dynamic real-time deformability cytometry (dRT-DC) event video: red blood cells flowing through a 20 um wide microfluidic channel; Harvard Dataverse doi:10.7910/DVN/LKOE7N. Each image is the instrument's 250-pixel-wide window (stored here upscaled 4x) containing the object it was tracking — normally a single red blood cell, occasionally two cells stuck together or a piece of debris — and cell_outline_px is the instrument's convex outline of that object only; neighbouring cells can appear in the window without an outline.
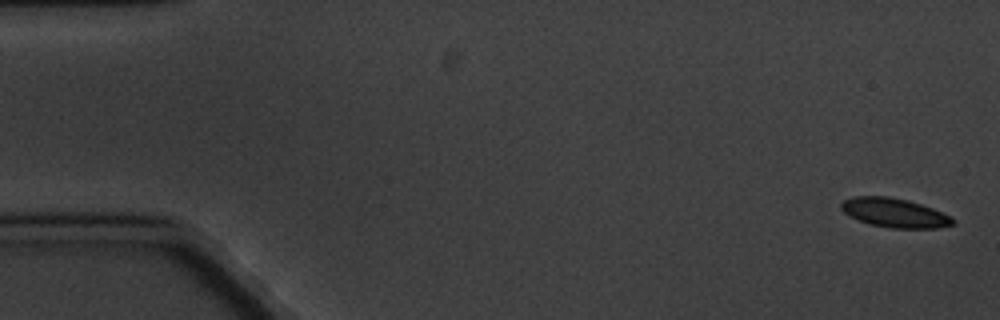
{"species": "common noctule bat (a hibernating species)", "species_latin": "Nyctalus noctula", "temperature_condition": "cold", "stored_images_in_passage": 6, "camera_frame_rate_fps": 3000, "um_per_image_px": 0.085, "animal": {"sex": "male", "body_mass_g": 20.1, "forearm_length_mm": 53.5}, "frame": {"image": 1, "passage_image": 1, "time_ms": 0.0, "image_size_px": [1000, 320], "cell_outline_px": [[956, 224], [936, 228], [892, 228], [868, 224], [848, 216], [840, 208], [840, 204], [844, 200], [856, 196], [888, 196], [908, 200], [932, 208], [956, 220]], "centroid_in_image_um": [76.01, 18.09], "position_along_channel_um": 9.0, "area_um2": 18.96}}
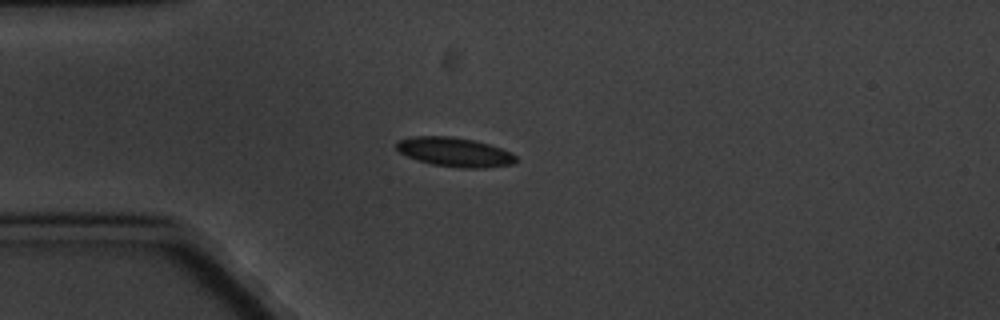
{"frame": {"image": 2, "passage_image": 5, "time_ms": 4.667, "image_size_px": [1000, 320], "cell_outline_px": [[516, 160], [512, 164], [484, 168], [464, 168], [432, 164], [416, 160], [400, 152], [396, 148], [396, 144], [400, 140], [412, 136], [452, 136], [476, 140], [512, 152], [516, 156]], "centroid_in_image_um": [38.65, 12.92], "position_along_channel_um": 46.3, "area_um2": 20.29}}